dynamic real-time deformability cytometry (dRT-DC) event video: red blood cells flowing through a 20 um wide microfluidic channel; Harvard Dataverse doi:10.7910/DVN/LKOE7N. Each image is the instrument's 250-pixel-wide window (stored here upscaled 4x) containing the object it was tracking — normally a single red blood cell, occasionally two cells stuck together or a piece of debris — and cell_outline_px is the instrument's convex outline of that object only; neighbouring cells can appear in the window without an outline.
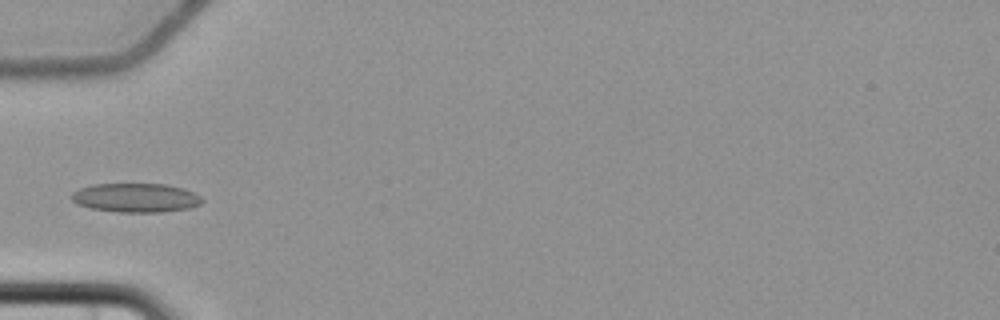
{"species": "common noctule bat (a hibernating species)", "species_latin": "Nyctalus noctula", "temperature_condition": "cold", "stored_images_in_passage": 6, "camera_frame_rate_fps": 3000, "um_per_image_px": 0.085, "animal": {"sex": "female", "body_mass_g": 22.7, "forearm_length_mm": 54.2}, "frame": {"image": 1, "passage_image": 6, "time_ms": 6.667, "image_size_px": [1000, 320], "cell_outline_px": [[204, 200], [200, 204], [188, 208], [160, 212], [120, 212], [88, 208], [76, 204], [72, 200], [72, 192], [80, 188], [92, 184], [164, 184], [184, 188], [200, 196]], "centroid_in_image_um": [11.52, 16.81], "position_along_channel_um": 73.5, "area_um2": 22.08}}